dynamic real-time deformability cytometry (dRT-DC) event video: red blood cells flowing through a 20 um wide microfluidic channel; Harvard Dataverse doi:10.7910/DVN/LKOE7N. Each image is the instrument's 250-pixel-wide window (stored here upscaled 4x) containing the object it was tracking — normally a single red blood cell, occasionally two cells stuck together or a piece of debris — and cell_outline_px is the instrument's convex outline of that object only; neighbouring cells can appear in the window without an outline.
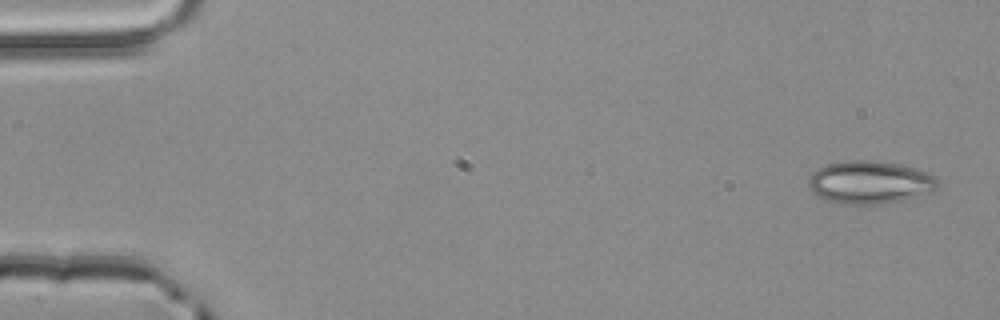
{"species": "common noctule bat (a hibernating species)", "species_latin": "Nyctalus noctula", "temperature_condition": "room temperature", "stored_images_in_passage": 4, "camera_frame_rate_fps": 3000, "um_per_image_px": 0.085, "animal": {"sex": "male", "body_mass_g": 20.4}, "frame": {"image": 1, "passage_image": 1, "time_ms": 0.0, "image_size_px": [1000, 320], "cell_outline_px": [[940, 184], [936, 188], [908, 200], [876, 204], [848, 204], [824, 200], [812, 192], [808, 184], [808, 180], [812, 172], [816, 168], [828, 164], [844, 160], [876, 160], [900, 164], [924, 172], [932, 176]], "centroid_in_image_um": [73.88, 15.49], "position_along_channel_um": 11.1, "area_um2": 32.25}}